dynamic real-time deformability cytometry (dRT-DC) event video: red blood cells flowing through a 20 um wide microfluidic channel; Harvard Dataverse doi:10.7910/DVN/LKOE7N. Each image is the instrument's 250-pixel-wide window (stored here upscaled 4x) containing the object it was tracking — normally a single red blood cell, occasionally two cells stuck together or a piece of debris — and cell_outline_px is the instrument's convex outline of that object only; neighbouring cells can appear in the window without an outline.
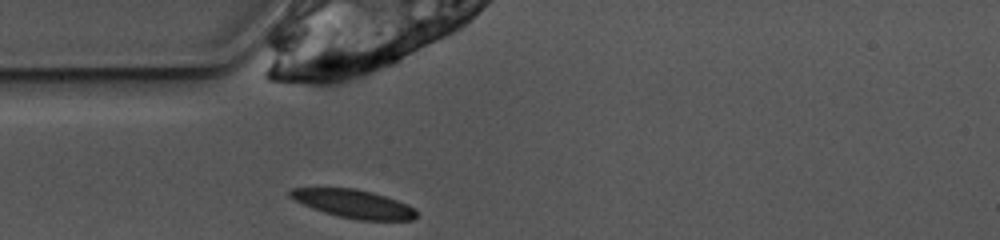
{"species": "common noctule bat (a hibernating species)", "species_latin": "Nyctalus noctula", "temperature_condition": "warm", "stored_images_in_passage": 28, "camera_frame_rate_fps": 3000, "um_per_image_px": 0.085, "animal": {"sex": "female", "body_mass_g": 10.0, "forearm_length_mm": 53.1}, "frame": {"image": 1, "passage_image": 1, "time_ms": 0.0, "image_size_px": [1000, 240], "cell_outline_px": [[416, 216], [412, 220], [360, 220], [340, 216], [324, 212], [312, 208], [288, 196], [288, 192], [292, 188], [356, 188], [372, 192], [408, 204], [416, 212]], "centroid_in_image_um": [30.05, 17.31], "position_along_channel_um": 55.0, "area_um2": 20.52}}
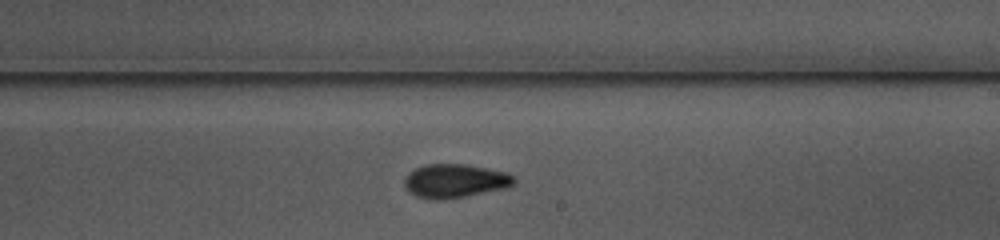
{"frame": {"image": 2, "passage_image": 16, "time_ms": 5.0, "image_size_px": [1000, 240], "cell_outline_px": [[516, 184], [508, 188], [444, 200], [432, 200], [416, 196], [404, 184], [404, 180], [408, 172], [424, 164], [464, 164], [508, 172], [516, 180]], "centroid_in_image_um": [38.7, 15.38], "position_along_channel_um": 250.3, "area_um2": 21.68}}
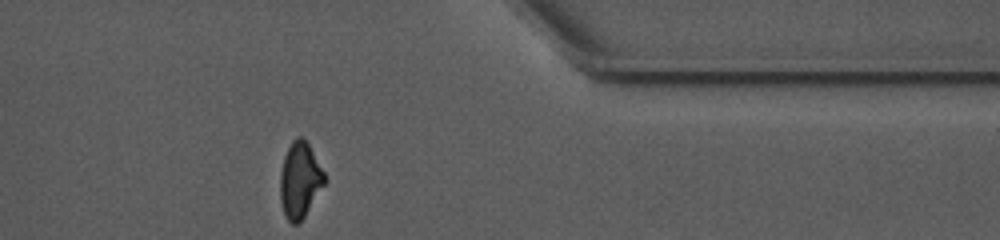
{"frame": {"image": 3, "passage_image": 28, "time_ms": 9.0, "image_size_px": [1000, 240], "cell_outline_px": [[324, 184], [304, 216], [296, 224], [292, 224], [284, 216], [280, 204], [280, 176], [284, 156], [292, 140], [296, 136], [304, 136], [324, 172]], "centroid_in_image_um": [25.46, 15.29], "position_along_channel_um": 385.9, "area_um2": 19.42}, "authors_computed_cell_mechanics": {"area_um2": 21.1548, "velocity_mm_per_s": 3.908, "shape_relaxation_time_tau1_ms": 5.1167, "shape_relaxation_time_tau2_ms": 3.9466, "deformation_change_tau1": 0.1805, "deformation_change_tau2": 0.0634}}